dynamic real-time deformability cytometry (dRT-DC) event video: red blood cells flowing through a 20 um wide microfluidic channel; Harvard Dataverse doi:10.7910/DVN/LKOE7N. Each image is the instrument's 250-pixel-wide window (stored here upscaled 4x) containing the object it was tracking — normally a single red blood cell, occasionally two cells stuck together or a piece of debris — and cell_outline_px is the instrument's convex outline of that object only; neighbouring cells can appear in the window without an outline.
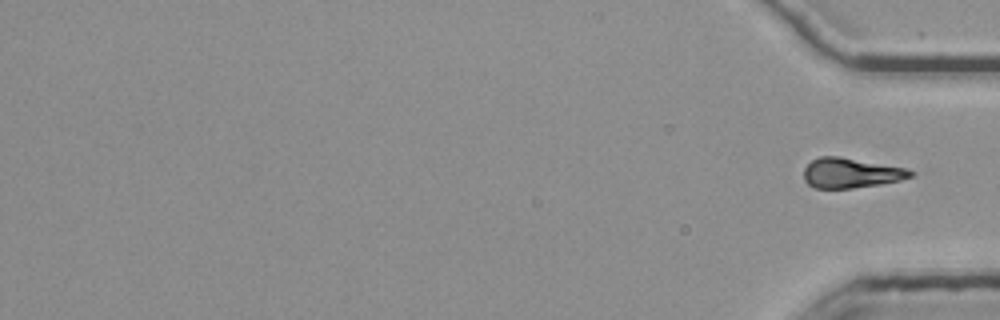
{"species": "common noctule bat (a hibernating species)", "species_latin": "Nyctalus noctula", "temperature_condition": "room temperature", "stored_images_in_passage": 12, "segment_of_instrument_passage": [2, 2], "camera_frame_rate_fps": 3000, "um_per_image_px": 0.085, "animal": {"sex": "female", "body_mass_g": 25.1}, "frame": {"image": 1, "passage_image": 12, "time_ms": 3.667, "image_size_px": [1000, 320], "cell_outline_px": [[916, 172], [912, 176], [900, 180], [880, 184], [852, 188], [812, 188], [804, 180], [804, 168], [812, 160], [820, 156], [840, 156], [908, 168]], "centroid_in_image_um": [72.34, 14.69], "position_along_channel_um": 362.9, "area_um2": 18.79}}